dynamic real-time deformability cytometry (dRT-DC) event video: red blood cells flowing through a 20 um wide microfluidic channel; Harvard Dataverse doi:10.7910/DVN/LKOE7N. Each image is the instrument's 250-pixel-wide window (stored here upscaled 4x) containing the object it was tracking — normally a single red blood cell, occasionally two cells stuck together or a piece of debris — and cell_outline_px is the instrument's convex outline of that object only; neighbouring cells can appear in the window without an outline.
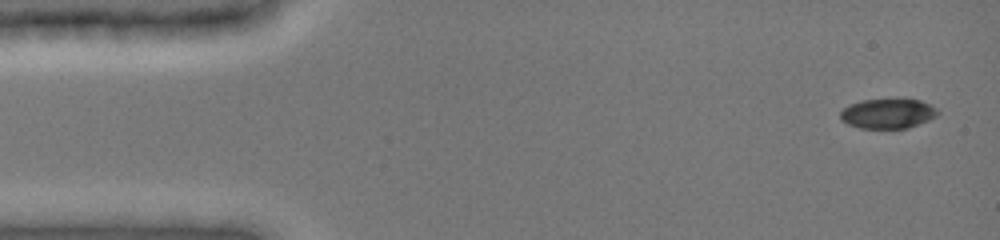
{"species": "common noctule bat (a hibernating species)", "species_latin": "Nyctalus noctula", "temperature_condition": "cold", "stored_images_in_passage": 36, "camera_frame_rate_fps": 3000, "um_per_image_px": 0.085, "animal": {"sex": "female", "body_mass_g": 19.0, "forearm_length_mm": 51.5}, "frame": {"image": 1, "passage_image": 1, "time_ms": 0.0, "image_size_px": [1000, 240], "cell_outline_px": [[940, 112], [936, 116], [928, 120], [908, 128], [860, 128], [848, 124], [840, 120], [840, 112], [848, 104], [860, 100], [920, 100], [936, 108]], "centroid_in_image_um": [75.43, 9.66], "position_along_channel_um": 9.6, "area_um2": 16.76}}
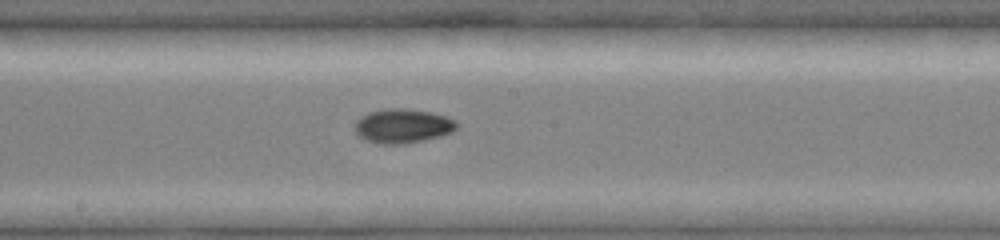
{"frame": {"image": 2, "passage_image": 17, "time_ms": 5.333, "image_size_px": [1000, 240], "cell_outline_px": [[460, 124], [452, 132], [440, 136], [404, 144], [380, 144], [368, 140], [360, 136], [356, 132], [356, 120], [360, 116], [368, 112], [384, 108], [404, 108], [432, 112], [448, 116], [456, 120]], "centroid_in_image_um": [34.27, 10.68], "position_along_channel_um": 213.9, "area_um2": 20.46}}
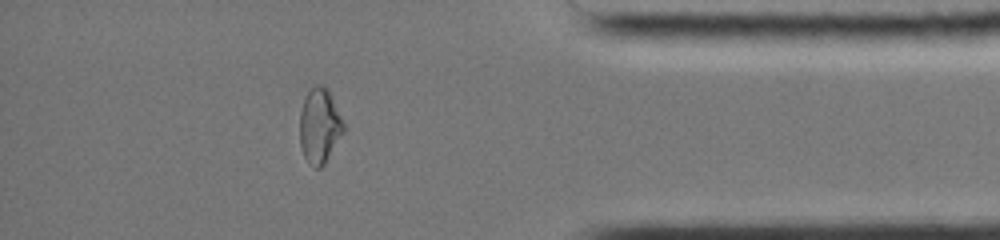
{"frame": {"image": 3, "passage_image": 31, "time_ms": 10.0, "image_size_px": [1000, 240], "cell_outline_px": [[344, 128], [324, 164], [320, 168], [316, 168], [308, 164], [300, 148], [300, 112], [304, 96], [316, 84], [320, 84], [328, 88], [344, 124]], "centroid_in_image_um": [27.12, 10.68], "position_along_channel_um": 408.1, "area_um2": 18.9}, "authors_computed_cell_mechanics": {"area_um2": 18.8139, "velocity_mm_per_s": 3.9758, "shape_relaxation_time_tau1_ms": 10.611, "shape_relaxation_time_tau2_ms": 1.2066, "deformation_change_tau1": 0.3143, "deformation_change_tau2": 0.0409}}